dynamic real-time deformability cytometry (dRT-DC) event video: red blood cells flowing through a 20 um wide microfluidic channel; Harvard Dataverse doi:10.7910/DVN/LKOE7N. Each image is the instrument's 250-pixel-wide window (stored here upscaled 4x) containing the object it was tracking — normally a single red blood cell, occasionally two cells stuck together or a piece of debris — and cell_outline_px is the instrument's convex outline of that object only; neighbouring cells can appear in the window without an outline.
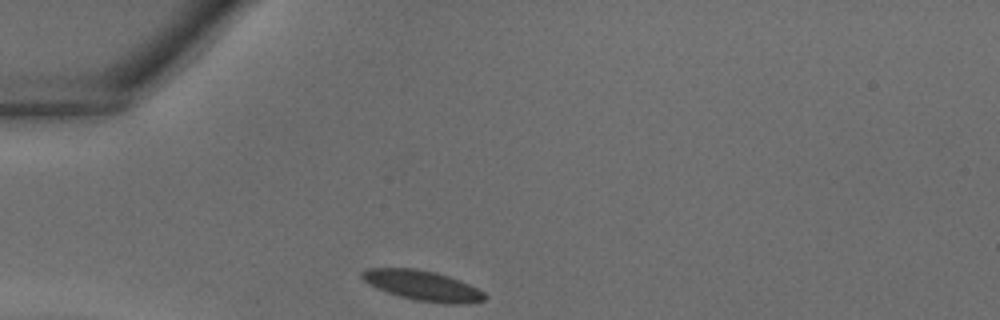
{"species": "common noctule bat (a hibernating species)", "species_latin": "Nyctalus noctula", "temperature_condition": "warm", "stored_images_in_passage": 23, "camera_frame_rate_fps": 3000, "um_per_image_px": 0.085, "animal": {"sex": "male", "body_mass_g": 18.8}, "frame": {"image": 1, "passage_image": 1, "time_ms": 0.0, "image_size_px": [1000, 320], "cell_outline_px": [[488, 296], [484, 300], [468, 304], [444, 304], [416, 300], [400, 296], [376, 288], [364, 280], [360, 276], [360, 272], [368, 268], [412, 268], [436, 272], [460, 280], [484, 292]], "centroid_in_image_um": [35.94, 24.28], "position_along_channel_um": 49.1, "area_um2": 21.5}}
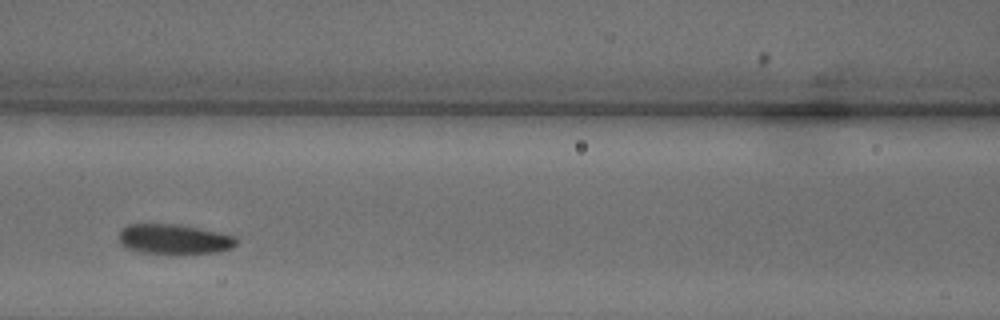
{"frame": {"image": 2, "passage_image": 8, "time_ms": 2.333, "image_size_px": [1000, 320], "cell_outline_px": [[236, 244], [232, 248], [216, 252], [140, 252], [124, 248], [120, 244], [120, 228], [128, 224], [176, 224], [200, 228], [220, 232], [236, 236]], "centroid_in_image_um": [14.77, 20.3], "position_along_channel_um": 151.8, "area_um2": 20.17}}
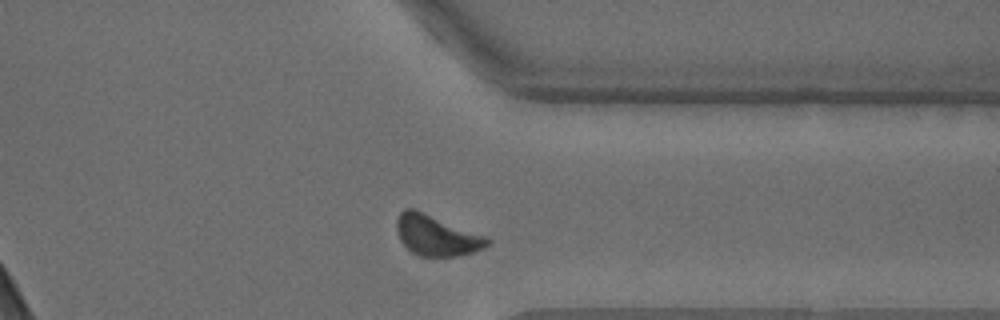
{"frame": {"image": 3, "passage_image": 21, "time_ms": 6.667, "image_size_px": [1000, 320], "cell_outline_px": [[492, 244], [484, 248], [460, 256], [420, 256], [412, 252], [400, 240], [396, 228], [396, 220], [400, 212], [404, 208], [416, 208], [488, 236], [492, 240]], "centroid_in_image_um": [37.15, 19.98], "position_along_channel_um": 374.3, "area_um2": 21.96}}